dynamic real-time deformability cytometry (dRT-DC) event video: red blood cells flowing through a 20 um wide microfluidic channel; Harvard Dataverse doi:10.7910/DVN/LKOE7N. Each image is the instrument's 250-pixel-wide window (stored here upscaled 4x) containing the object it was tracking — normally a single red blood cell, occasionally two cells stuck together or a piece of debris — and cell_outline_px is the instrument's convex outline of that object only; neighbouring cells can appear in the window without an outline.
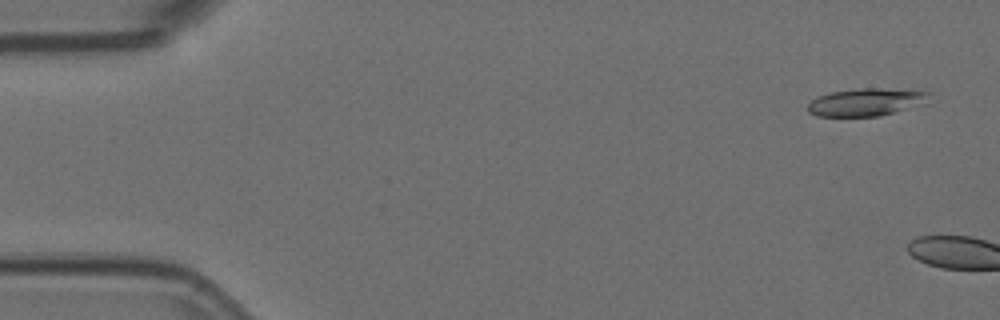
{"species": "Egyptian fruit bat (a non-hibernating species)", "species_latin": "Rousettus aegyptiacus", "temperature_condition": "room temperature", "stored_images_in_passage": 5, "camera_frame_rate_fps": 3000, "um_per_image_px": 0.085, "animal": {"sex": "female"}, "frame": {"image": 1, "passage_image": 3, "time_ms": 0.667, "image_size_px": [1000, 320], "cell_outline_px": [[928, 104], [880, 116], [816, 116], [808, 112], [808, 104], [816, 96], [828, 92], [856, 88], [880, 88], [928, 92]], "centroid_in_image_um": [73.61, 8.68], "position_along_channel_um": 11.4, "area_um2": 19.77}}